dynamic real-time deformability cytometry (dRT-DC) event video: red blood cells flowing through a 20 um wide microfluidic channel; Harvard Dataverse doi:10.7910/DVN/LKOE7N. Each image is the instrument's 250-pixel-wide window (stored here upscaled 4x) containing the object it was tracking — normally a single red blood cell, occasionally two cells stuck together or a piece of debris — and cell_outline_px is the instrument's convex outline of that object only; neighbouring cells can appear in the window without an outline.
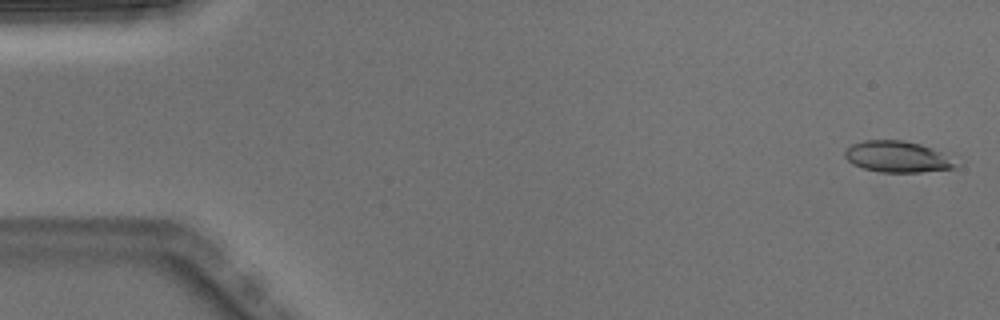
{"species": "Egyptian fruit bat (a non-hibernating species)", "species_latin": "Rousettus aegyptiacus", "temperature_condition": "warm", "stored_images_in_passage": 4, "camera_frame_rate_fps": 3000, "um_per_image_px": 0.085, "animal": {"sex": "male"}, "frame": {"image": 1, "passage_image": 1, "time_ms": 0.0, "image_size_px": [1000, 320], "cell_outline_px": [[960, 164], [956, 168], [920, 172], [880, 172], [864, 168], [852, 164], [844, 156], [844, 152], [852, 144], [864, 140], [904, 140], [920, 144], [932, 148], [940, 152]], "centroid_in_image_um": [76.28, 13.32], "position_along_channel_um": 8.7, "area_um2": 20.11}}
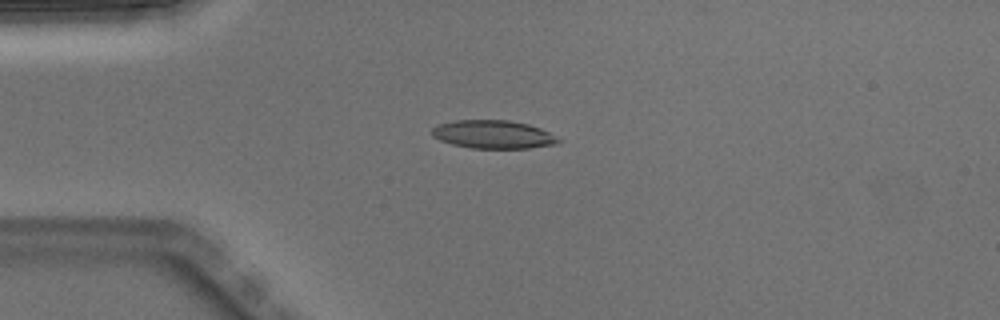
{"frame": {"image": 2, "passage_image": 4, "time_ms": 1.0, "image_size_px": [1000, 320], "cell_outline_px": [[560, 140], [556, 144], [528, 148], [472, 148], [452, 144], [440, 140], [432, 136], [432, 128], [436, 124], [456, 120], [508, 120], [528, 124], [540, 128], [548, 132]], "centroid_in_image_um": [41.87, 11.42], "position_along_channel_um": 43.1, "area_um2": 20.69}}